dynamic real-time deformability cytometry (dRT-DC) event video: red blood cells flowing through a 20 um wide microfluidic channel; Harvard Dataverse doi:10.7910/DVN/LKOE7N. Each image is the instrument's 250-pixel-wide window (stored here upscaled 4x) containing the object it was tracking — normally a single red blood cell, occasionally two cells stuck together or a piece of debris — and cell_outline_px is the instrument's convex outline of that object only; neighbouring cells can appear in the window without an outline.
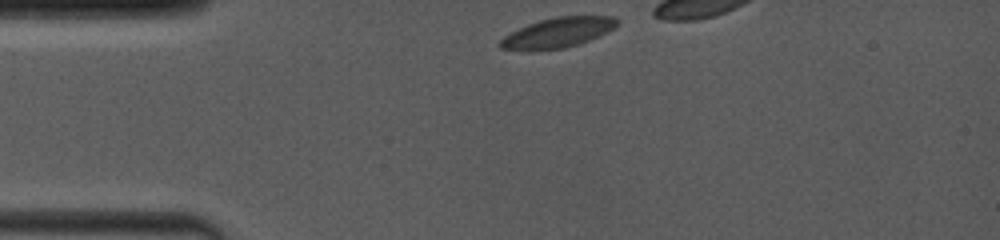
{"species": "common noctule bat (a hibernating species)", "species_latin": "Nyctalus noctula", "temperature_condition": "room temperature", "stored_images_in_passage": 13, "camera_frame_rate_fps": 4000, "um_per_image_px": 0.085, "animal": {"sex": "female", "body_mass_g": 19.0, "forearm_length_mm": 53.3}, "frame": {"image": 1, "passage_image": 1, "time_ms": 0.0, "image_size_px": [1000, 240], "cell_outline_px": [[620, 24], [588, 40], [564, 48], [500, 48], [496, 44], [504, 36], [528, 24], [540, 20], [556, 16], [612, 16], [620, 20]], "centroid_in_image_um": [47.45, 2.72], "position_along_channel_um": 37.6, "area_um2": 19.54}}
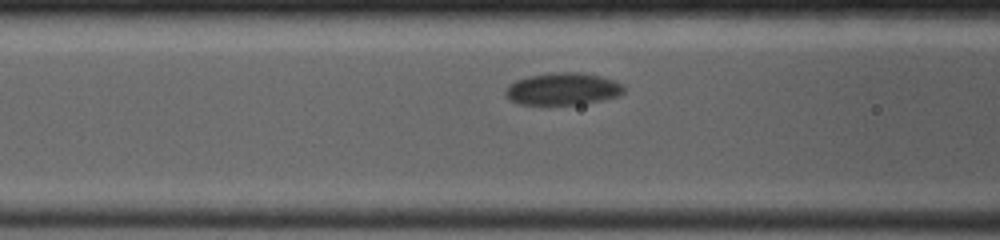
{"frame": {"image": 2, "passage_image": 10, "time_ms": 3.0, "image_size_px": [1000, 240], "cell_outline_px": [[624, 92], [620, 96], [604, 100], [580, 104], [520, 104], [508, 100], [504, 96], [504, 92], [508, 84], [516, 80], [528, 76], [552, 72], [580, 72], [600, 76], [616, 80], [624, 88]], "centroid_in_image_um": [47.82, 7.55], "position_along_channel_um": 118.8, "area_um2": 22.48}}